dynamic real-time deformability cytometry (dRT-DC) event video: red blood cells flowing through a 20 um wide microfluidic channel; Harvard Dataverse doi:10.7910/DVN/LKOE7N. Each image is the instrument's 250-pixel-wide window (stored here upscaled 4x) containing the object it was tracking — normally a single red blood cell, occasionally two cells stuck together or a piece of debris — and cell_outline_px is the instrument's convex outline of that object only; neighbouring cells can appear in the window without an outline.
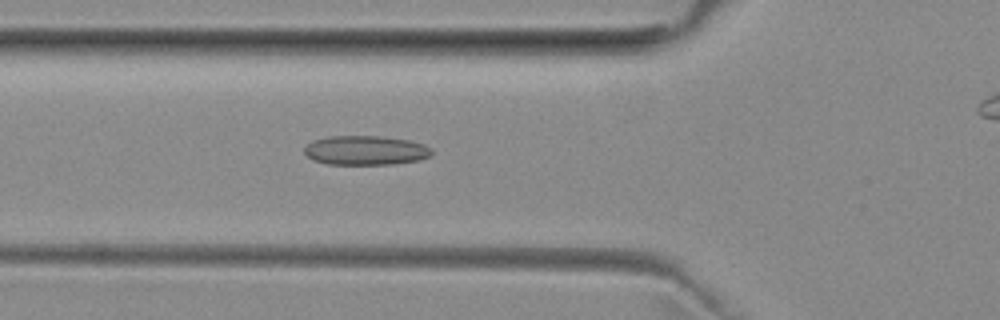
{"species": "common noctule bat (a hibernating species)", "species_latin": "Nyctalus noctula", "temperature_condition": "room temperature", "stored_images_in_passage": 30, "camera_frame_rate_fps": 3000, "um_per_image_px": 0.085, "animal": {"sex": "female", "body_mass_g": 29.2, "forearm_length_mm": 56.3}, "frame": {"image": 1, "passage_image": 3, "time_ms": 0.667, "image_size_px": [1000, 320], "cell_outline_px": [[432, 156], [420, 160], [392, 164], [328, 164], [312, 160], [304, 152], [304, 148], [312, 140], [328, 136], [380, 136], [408, 140], [424, 144], [432, 148]], "centroid_in_image_um": [31.09, 12.78], "position_along_channel_um": 94.7, "area_um2": 21.91}}
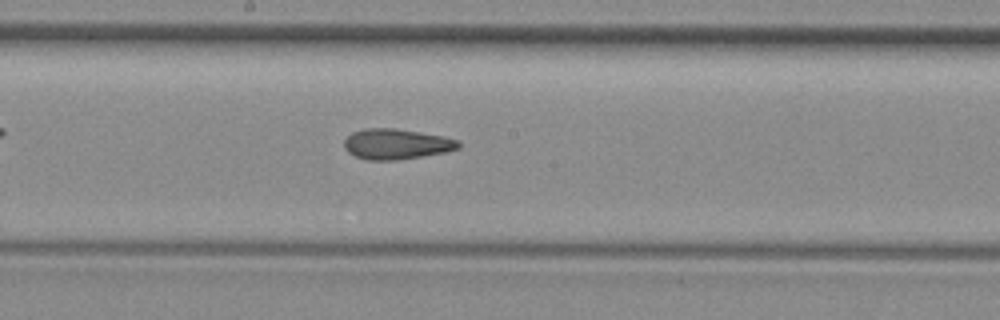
{"frame": {"image": 2, "passage_image": 12, "time_ms": 3.667, "image_size_px": [1000, 320], "cell_outline_px": [[460, 148], [444, 152], [396, 160], [364, 160], [348, 152], [344, 148], [344, 140], [352, 132], [364, 128], [396, 128], [444, 136], [460, 140]], "centroid_in_image_um": [33.68, 12.23], "position_along_channel_um": 214.5, "area_um2": 20.35}}
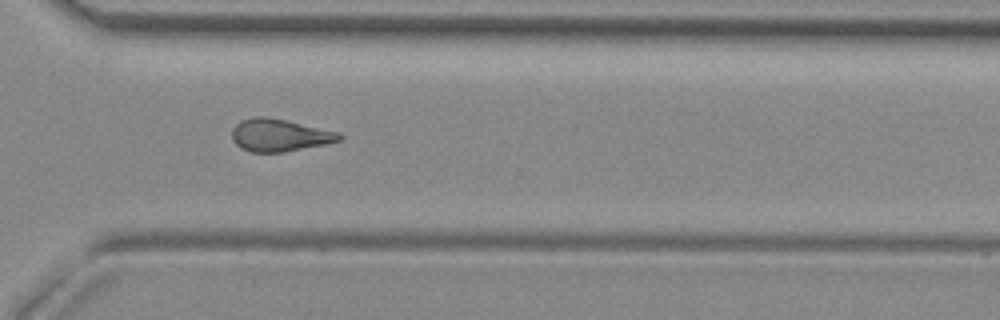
{"frame": {"image": 3, "passage_image": 22, "time_ms": 7.0, "image_size_px": [1000, 320], "cell_outline_px": [[344, 136], [340, 140], [324, 144], [284, 152], [252, 152], [240, 148], [232, 140], [232, 128], [240, 120], [252, 116], [264, 116], [284, 120], [340, 132]], "centroid_in_image_um": [23.72, 11.48], "position_along_channel_um": 346.9, "area_um2": 20.29}, "authors_computed_cell_mechanics": {"area_um2": 20.1722, "velocity_mm_per_s": 3.9749, "shape_relaxation_time_tau1_ms": null, "shape_relaxation_time_tau2_ms": 4.0576, "deformation_change_tau1": null, "deformation_change_tau2": 0.1144}}